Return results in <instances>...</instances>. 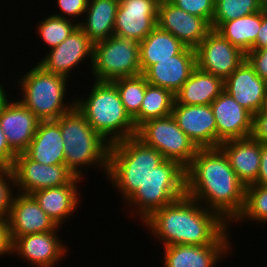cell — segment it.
Here are the masks:
<instances>
[{
    "label": "cell",
    "instance_id": "obj_21",
    "mask_svg": "<svg viewBox=\"0 0 267 267\" xmlns=\"http://www.w3.org/2000/svg\"><path fill=\"white\" fill-rule=\"evenodd\" d=\"M83 179L75 177L69 184L59 187L40 189L31 195L39 203L40 208L56 223L63 228V224L78 213L81 205L80 182Z\"/></svg>",
    "mask_w": 267,
    "mask_h": 267
},
{
    "label": "cell",
    "instance_id": "obj_46",
    "mask_svg": "<svg viewBox=\"0 0 267 267\" xmlns=\"http://www.w3.org/2000/svg\"><path fill=\"white\" fill-rule=\"evenodd\" d=\"M262 108L267 109V82H266V88H265V94H264V103Z\"/></svg>",
    "mask_w": 267,
    "mask_h": 267
},
{
    "label": "cell",
    "instance_id": "obj_20",
    "mask_svg": "<svg viewBox=\"0 0 267 267\" xmlns=\"http://www.w3.org/2000/svg\"><path fill=\"white\" fill-rule=\"evenodd\" d=\"M15 96L0 109V125L9 146L23 153L32 141L40 120Z\"/></svg>",
    "mask_w": 267,
    "mask_h": 267
},
{
    "label": "cell",
    "instance_id": "obj_22",
    "mask_svg": "<svg viewBox=\"0 0 267 267\" xmlns=\"http://www.w3.org/2000/svg\"><path fill=\"white\" fill-rule=\"evenodd\" d=\"M195 68V49L185 47L171 59L160 60L151 65L143 75L148 84L163 87L175 95Z\"/></svg>",
    "mask_w": 267,
    "mask_h": 267
},
{
    "label": "cell",
    "instance_id": "obj_4",
    "mask_svg": "<svg viewBox=\"0 0 267 267\" xmlns=\"http://www.w3.org/2000/svg\"><path fill=\"white\" fill-rule=\"evenodd\" d=\"M55 121L61 129L68 169L81 179H85L88 169L94 168V172L107 176L110 144L89 125L77 107Z\"/></svg>",
    "mask_w": 267,
    "mask_h": 267
},
{
    "label": "cell",
    "instance_id": "obj_28",
    "mask_svg": "<svg viewBox=\"0 0 267 267\" xmlns=\"http://www.w3.org/2000/svg\"><path fill=\"white\" fill-rule=\"evenodd\" d=\"M186 46L171 33L156 26L140 43V67L143 74L151 65L160 60L171 59Z\"/></svg>",
    "mask_w": 267,
    "mask_h": 267
},
{
    "label": "cell",
    "instance_id": "obj_24",
    "mask_svg": "<svg viewBox=\"0 0 267 267\" xmlns=\"http://www.w3.org/2000/svg\"><path fill=\"white\" fill-rule=\"evenodd\" d=\"M219 148L227 156L230 166L245 186L257 180L261 161V142L250 136L222 142Z\"/></svg>",
    "mask_w": 267,
    "mask_h": 267
},
{
    "label": "cell",
    "instance_id": "obj_26",
    "mask_svg": "<svg viewBox=\"0 0 267 267\" xmlns=\"http://www.w3.org/2000/svg\"><path fill=\"white\" fill-rule=\"evenodd\" d=\"M119 0H89L78 26L95 44L114 35V25Z\"/></svg>",
    "mask_w": 267,
    "mask_h": 267
},
{
    "label": "cell",
    "instance_id": "obj_5",
    "mask_svg": "<svg viewBox=\"0 0 267 267\" xmlns=\"http://www.w3.org/2000/svg\"><path fill=\"white\" fill-rule=\"evenodd\" d=\"M27 70L14 80L13 85L17 84L15 88L18 86L16 89L19 91L15 96L18 95L17 99L40 121L56 120L75 106V96H67L70 95L69 85L74 88L70 84L72 77L68 79L47 72L37 63Z\"/></svg>",
    "mask_w": 267,
    "mask_h": 267
},
{
    "label": "cell",
    "instance_id": "obj_25",
    "mask_svg": "<svg viewBox=\"0 0 267 267\" xmlns=\"http://www.w3.org/2000/svg\"><path fill=\"white\" fill-rule=\"evenodd\" d=\"M64 142L55 120L40 121L30 145L24 153L32 160L46 165L65 164Z\"/></svg>",
    "mask_w": 267,
    "mask_h": 267
},
{
    "label": "cell",
    "instance_id": "obj_32",
    "mask_svg": "<svg viewBox=\"0 0 267 267\" xmlns=\"http://www.w3.org/2000/svg\"><path fill=\"white\" fill-rule=\"evenodd\" d=\"M252 221V222H251ZM249 222V223H248ZM256 223L266 226L267 224V185L250 184L245 187V204L242 213L230 225L237 226V223L247 225ZM235 223V224H234Z\"/></svg>",
    "mask_w": 267,
    "mask_h": 267
},
{
    "label": "cell",
    "instance_id": "obj_8",
    "mask_svg": "<svg viewBox=\"0 0 267 267\" xmlns=\"http://www.w3.org/2000/svg\"><path fill=\"white\" fill-rule=\"evenodd\" d=\"M91 80L113 81L141 74L139 42L115 35L93 44Z\"/></svg>",
    "mask_w": 267,
    "mask_h": 267
},
{
    "label": "cell",
    "instance_id": "obj_16",
    "mask_svg": "<svg viewBox=\"0 0 267 267\" xmlns=\"http://www.w3.org/2000/svg\"><path fill=\"white\" fill-rule=\"evenodd\" d=\"M157 26L171 33L186 47L193 49L212 30L211 24L206 19L187 13L169 0L159 1Z\"/></svg>",
    "mask_w": 267,
    "mask_h": 267
},
{
    "label": "cell",
    "instance_id": "obj_19",
    "mask_svg": "<svg viewBox=\"0 0 267 267\" xmlns=\"http://www.w3.org/2000/svg\"><path fill=\"white\" fill-rule=\"evenodd\" d=\"M217 127V148L222 142L251 136L253 115L226 91L210 104Z\"/></svg>",
    "mask_w": 267,
    "mask_h": 267
},
{
    "label": "cell",
    "instance_id": "obj_17",
    "mask_svg": "<svg viewBox=\"0 0 267 267\" xmlns=\"http://www.w3.org/2000/svg\"><path fill=\"white\" fill-rule=\"evenodd\" d=\"M172 116L198 149L217 148L216 120L210 105H183L175 101Z\"/></svg>",
    "mask_w": 267,
    "mask_h": 267
},
{
    "label": "cell",
    "instance_id": "obj_15",
    "mask_svg": "<svg viewBox=\"0 0 267 267\" xmlns=\"http://www.w3.org/2000/svg\"><path fill=\"white\" fill-rule=\"evenodd\" d=\"M160 0H119L114 35L141 42L156 26Z\"/></svg>",
    "mask_w": 267,
    "mask_h": 267
},
{
    "label": "cell",
    "instance_id": "obj_9",
    "mask_svg": "<svg viewBox=\"0 0 267 267\" xmlns=\"http://www.w3.org/2000/svg\"><path fill=\"white\" fill-rule=\"evenodd\" d=\"M136 137L185 169L198 150L172 115L144 122L137 128Z\"/></svg>",
    "mask_w": 267,
    "mask_h": 267
},
{
    "label": "cell",
    "instance_id": "obj_7",
    "mask_svg": "<svg viewBox=\"0 0 267 267\" xmlns=\"http://www.w3.org/2000/svg\"><path fill=\"white\" fill-rule=\"evenodd\" d=\"M185 195V168L177 161L165 159L152 170L146 182L122 204L124 207L128 205L127 209L124 208L126 213L129 212L127 217L137 218L136 222L141 225L154 211Z\"/></svg>",
    "mask_w": 267,
    "mask_h": 267
},
{
    "label": "cell",
    "instance_id": "obj_10",
    "mask_svg": "<svg viewBox=\"0 0 267 267\" xmlns=\"http://www.w3.org/2000/svg\"><path fill=\"white\" fill-rule=\"evenodd\" d=\"M87 62L92 68L93 43L78 26L57 47L47 51L37 64L47 72L69 79L77 68L81 69L82 64L86 66Z\"/></svg>",
    "mask_w": 267,
    "mask_h": 267
},
{
    "label": "cell",
    "instance_id": "obj_27",
    "mask_svg": "<svg viewBox=\"0 0 267 267\" xmlns=\"http://www.w3.org/2000/svg\"><path fill=\"white\" fill-rule=\"evenodd\" d=\"M223 91L222 78L196 67L175 94V101L183 105H210Z\"/></svg>",
    "mask_w": 267,
    "mask_h": 267
},
{
    "label": "cell",
    "instance_id": "obj_39",
    "mask_svg": "<svg viewBox=\"0 0 267 267\" xmlns=\"http://www.w3.org/2000/svg\"><path fill=\"white\" fill-rule=\"evenodd\" d=\"M251 137L261 143H267V109L262 108L253 115Z\"/></svg>",
    "mask_w": 267,
    "mask_h": 267
},
{
    "label": "cell",
    "instance_id": "obj_36",
    "mask_svg": "<svg viewBox=\"0 0 267 267\" xmlns=\"http://www.w3.org/2000/svg\"><path fill=\"white\" fill-rule=\"evenodd\" d=\"M88 2L89 0H55L54 6L56 5L55 8L58 11H53L51 15L77 21L79 24L83 19Z\"/></svg>",
    "mask_w": 267,
    "mask_h": 267
},
{
    "label": "cell",
    "instance_id": "obj_6",
    "mask_svg": "<svg viewBox=\"0 0 267 267\" xmlns=\"http://www.w3.org/2000/svg\"><path fill=\"white\" fill-rule=\"evenodd\" d=\"M164 160L160 152L133 136L110 144L105 178L124 203Z\"/></svg>",
    "mask_w": 267,
    "mask_h": 267
},
{
    "label": "cell",
    "instance_id": "obj_18",
    "mask_svg": "<svg viewBox=\"0 0 267 267\" xmlns=\"http://www.w3.org/2000/svg\"><path fill=\"white\" fill-rule=\"evenodd\" d=\"M12 243L27 234L61 231L32 195L16 193L7 217Z\"/></svg>",
    "mask_w": 267,
    "mask_h": 267
},
{
    "label": "cell",
    "instance_id": "obj_11",
    "mask_svg": "<svg viewBox=\"0 0 267 267\" xmlns=\"http://www.w3.org/2000/svg\"><path fill=\"white\" fill-rule=\"evenodd\" d=\"M11 169L16 191L27 195L40 189L69 184L76 177L65 164H41L30 159L24 152L17 154Z\"/></svg>",
    "mask_w": 267,
    "mask_h": 267
},
{
    "label": "cell",
    "instance_id": "obj_35",
    "mask_svg": "<svg viewBox=\"0 0 267 267\" xmlns=\"http://www.w3.org/2000/svg\"><path fill=\"white\" fill-rule=\"evenodd\" d=\"M16 191L11 168H0V219H7Z\"/></svg>",
    "mask_w": 267,
    "mask_h": 267
},
{
    "label": "cell",
    "instance_id": "obj_29",
    "mask_svg": "<svg viewBox=\"0 0 267 267\" xmlns=\"http://www.w3.org/2000/svg\"><path fill=\"white\" fill-rule=\"evenodd\" d=\"M261 24L262 10L223 22L216 31L246 54L255 43Z\"/></svg>",
    "mask_w": 267,
    "mask_h": 267
},
{
    "label": "cell",
    "instance_id": "obj_30",
    "mask_svg": "<svg viewBox=\"0 0 267 267\" xmlns=\"http://www.w3.org/2000/svg\"><path fill=\"white\" fill-rule=\"evenodd\" d=\"M112 82L117 87L126 113L133 120L137 129L139 127V111L148 84L145 76L141 73L136 76L118 78Z\"/></svg>",
    "mask_w": 267,
    "mask_h": 267
},
{
    "label": "cell",
    "instance_id": "obj_1",
    "mask_svg": "<svg viewBox=\"0 0 267 267\" xmlns=\"http://www.w3.org/2000/svg\"><path fill=\"white\" fill-rule=\"evenodd\" d=\"M185 176L186 195L216 212L227 224L242 213L246 186L219 147L198 149Z\"/></svg>",
    "mask_w": 267,
    "mask_h": 267
},
{
    "label": "cell",
    "instance_id": "obj_37",
    "mask_svg": "<svg viewBox=\"0 0 267 267\" xmlns=\"http://www.w3.org/2000/svg\"><path fill=\"white\" fill-rule=\"evenodd\" d=\"M176 7L206 19L210 24L215 11V0H169Z\"/></svg>",
    "mask_w": 267,
    "mask_h": 267
},
{
    "label": "cell",
    "instance_id": "obj_34",
    "mask_svg": "<svg viewBox=\"0 0 267 267\" xmlns=\"http://www.w3.org/2000/svg\"><path fill=\"white\" fill-rule=\"evenodd\" d=\"M259 11H261V8L258 0H215L211 27L216 30L223 22Z\"/></svg>",
    "mask_w": 267,
    "mask_h": 267
},
{
    "label": "cell",
    "instance_id": "obj_3",
    "mask_svg": "<svg viewBox=\"0 0 267 267\" xmlns=\"http://www.w3.org/2000/svg\"><path fill=\"white\" fill-rule=\"evenodd\" d=\"M88 85L90 91L86 95L79 92L74 96L75 106L89 125L109 144L136 136L137 129L124 109L116 85L96 80Z\"/></svg>",
    "mask_w": 267,
    "mask_h": 267
},
{
    "label": "cell",
    "instance_id": "obj_40",
    "mask_svg": "<svg viewBox=\"0 0 267 267\" xmlns=\"http://www.w3.org/2000/svg\"><path fill=\"white\" fill-rule=\"evenodd\" d=\"M17 153L9 146L0 125V168H11Z\"/></svg>",
    "mask_w": 267,
    "mask_h": 267
},
{
    "label": "cell",
    "instance_id": "obj_45",
    "mask_svg": "<svg viewBox=\"0 0 267 267\" xmlns=\"http://www.w3.org/2000/svg\"><path fill=\"white\" fill-rule=\"evenodd\" d=\"M261 10L267 11V0H258Z\"/></svg>",
    "mask_w": 267,
    "mask_h": 267
},
{
    "label": "cell",
    "instance_id": "obj_33",
    "mask_svg": "<svg viewBox=\"0 0 267 267\" xmlns=\"http://www.w3.org/2000/svg\"><path fill=\"white\" fill-rule=\"evenodd\" d=\"M47 13L42 20L37 21L35 31H37L36 37L43 45H46V51L57 47L63 42L77 27L78 24L70 19L56 17ZM50 14V15H48Z\"/></svg>",
    "mask_w": 267,
    "mask_h": 267
},
{
    "label": "cell",
    "instance_id": "obj_14",
    "mask_svg": "<svg viewBox=\"0 0 267 267\" xmlns=\"http://www.w3.org/2000/svg\"><path fill=\"white\" fill-rule=\"evenodd\" d=\"M230 228L214 245H169L161 247L164 267H215L234 254ZM232 242V243H231ZM230 252V253H229ZM218 264V265H217Z\"/></svg>",
    "mask_w": 267,
    "mask_h": 267
},
{
    "label": "cell",
    "instance_id": "obj_43",
    "mask_svg": "<svg viewBox=\"0 0 267 267\" xmlns=\"http://www.w3.org/2000/svg\"><path fill=\"white\" fill-rule=\"evenodd\" d=\"M261 161L257 180L255 185H267V143H261Z\"/></svg>",
    "mask_w": 267,
    "mask_h": 267
},
{
    "label": "cell",
    "instance_id": "obj_44",
    "mask_svg": "<svg viewBox=\"0 0 267 267\" xmlns=\"http://www.w3.org/2000/svg\"><path fill=\"white\" fill-rule=\"evenodd\" d=\"M0 74H1V70H0ZM1 76V75H0ZM4 75L0 78V109H2L5 104L12 98L11 96L14 94L12 91H13V88L10 89L11 86H7L9 85L6 84L7 81H3L6 77H4ZM3 78V79H2ZM6 82V83H5ZM6 86V87H5ZM10 90H8V89ZM11 91V92H10ZM8 92V93H7ZM12 94V95H11Z\"/></svg>",
    "mask_w": 267,
    "mask_h": 267
},
{
    "label": "cell",
    "instance_id": "obj_38",
    "mask_svg": "<svg viewBox=\"0 0 267 267\" xmlns=\"http://www.w3.org/2000/svg\"><path fill=\"white\" fill-rule=\"evenodd\" d=\"M246 60L254 68L257 75L267 82V47L248 51Z\"/></svg>",
    "mask_w": 267,
    "mask_h": 267
},
{
    "label": "cell",
    "instance_id": "obj_23",
    "mask_svg": "<svg viewBox=\"0 0 267 267\" xmlns=\"http://www.w3.org/2000/svg\"><path fill=\"white\" fill-rule=\"evenodd\" d=\"M265 88L266 82L246 59L224 80V91L252 115L262 109Z\"/></svg>",
    "mask_w": 267,
    "mask_h": 267
},
{
    "label": "cell",
    "instance_id": "obj_12",
    "mask_svg": "<svg viewBox=\"0 0 267 267\" xmlns=\"http://www.w3.org/2000/svg\"><path fill=\"white\" fill-rule=\"evenodd\" d=\"M196 67L223 80L246 59V54L212 29L195 48Z\"/></svg>",
    "mask_w": 267,
    "mask_h": 267
},
{
    "label": "cell",
    "instance_id": "obj_13",
    "mask_svg": "<svg viewBox=\"0 0 267 267\" xmlns=\"http://www.w3.org/2000/svg\"><path fill=\"white\" fill-rule=\"evenodd\" d=\"M59 231L27 234L12 243V257L17 256L27 266L54 267L63 262L70 252ZM61 237V238H60ZM63 259V260H62ZM29 264V265H28Z\"/></svg>",
    "mask_w": 267,
    "mask_h": 267
},
{
    "label": "cell",
    "instance_id": "obj_2",
    "mask_svg": "<svg viewBox=\"0 0 267 267\" xmlns=\"http://www.w3.org/2000/svg\"><path fill=\"white\" fill-rule=\"evenodd\" d=\"M141 224L161 247L214 245L230 229L216 212L187 195L157 209Z\"/></svg>",
    "mask_w": 267,
    "mask_h": 267
},
{
    "label": "cell",
    "instance_id": "obj_41",
    "mask_svg": "<svg viewBox=\"0 0 267 267\" xmlns=\"http://www.w3.org/2000/svg\"><path fill=\"white\" fill-rule=\"evenodd\" d=\"M12 257V240L7 219H0V257Z\"/></svg>",
    "mask_w": 267,
    "mask_h": 267
},
{
    "label": "cell",
    "instance_id": "obj_42",
    "mask_svg": "<svg viewBox=\"0 0 267 267\" xmlns=\"http://www.w3.org/2000/svg\"><path fill=\"white\" fill-rule=\"evenodd\" d=\"M267 47V11L262 10V24L256 36V41L249 51Z\"/></svg>",
    "mask_w": 267,
    "mask_h": 267
},
{
    "label": "cell",
    "instance_id": "obj_31",
    "mask_svg": "<svg viewBox=\"0 0 267 267\" xmlns=\"http://www.w3.org/2000/svg\"><path fill=\"white\" fill-rule=\"evenodd\" d=\"M175 95L163 87L147 84L139 111V126L144 122L172 115Z\"/></svg>",
    "mask_w": 267,
    "mask_h": 267
}]
</instances>
